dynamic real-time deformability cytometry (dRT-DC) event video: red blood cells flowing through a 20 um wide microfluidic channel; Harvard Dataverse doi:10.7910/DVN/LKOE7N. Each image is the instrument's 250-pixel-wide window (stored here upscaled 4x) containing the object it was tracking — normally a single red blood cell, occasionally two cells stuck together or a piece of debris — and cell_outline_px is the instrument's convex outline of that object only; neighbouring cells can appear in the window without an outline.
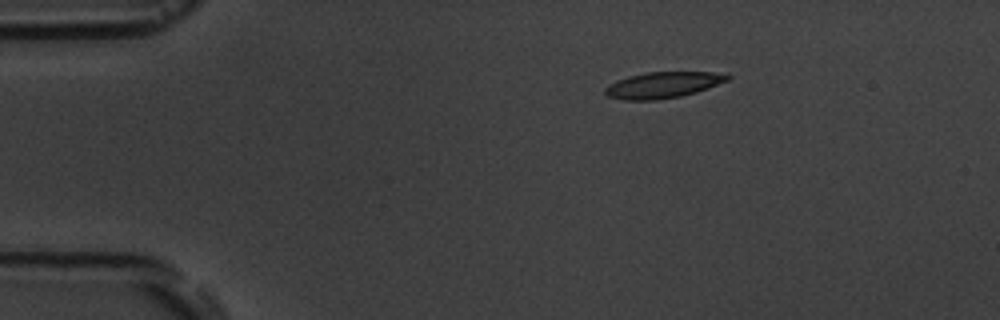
{"species": "common noctule bat (a hibernating species)", "species_latin": "Nyctalus noctula", "temperature_condition": "room temperature", "stored_images_in_passage": 4, "camera_frame_rate_fps": 3000, "um_per_image_px": 0.085, "animal": {"sex": "male", "body_mass_g": 19.5, "forearm_length_mm": 54.6}, "frame": {"image": 1, "passage_image": 2, "time_ms": 2.0, "image_size_px": [1000, 320], "cell_outline_px": [[732, 76], [728, 80], [708, 88], [696, 92], [680, 96], [656, 100], [624, 100], [608, 96], [604, 92], [604, 88], [608, 84], [616, 80], [628, 76], [648, 72], [728, 72]], "centroid_in_image_um": [56.37, 7.21], "position_along_channel_um": 28.6, "area_um2": 18.79}}